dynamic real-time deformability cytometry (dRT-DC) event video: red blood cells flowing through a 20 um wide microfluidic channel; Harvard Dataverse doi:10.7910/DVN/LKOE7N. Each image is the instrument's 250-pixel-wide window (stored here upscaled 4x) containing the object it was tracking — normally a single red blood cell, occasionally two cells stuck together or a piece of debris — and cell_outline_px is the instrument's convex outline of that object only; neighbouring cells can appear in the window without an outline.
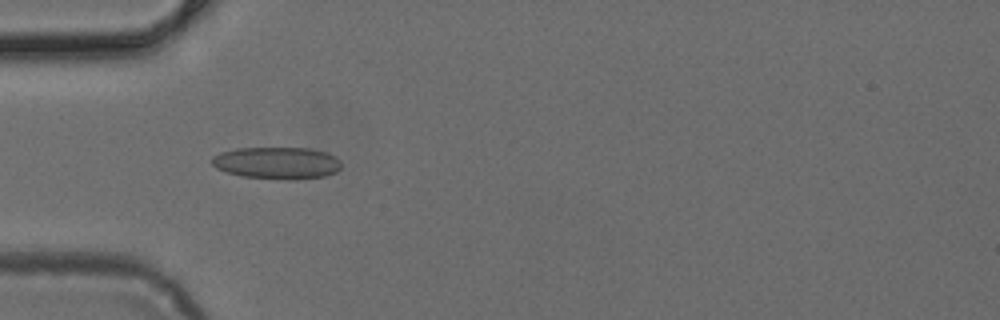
{"species": "common noctule bat (a hibernating species)", "species_latin": "Nyctalus noctula", "temperature_condition": "cold", "stored_images_in_passage": 6, "camera_frame_rate_fps": 3000, "um_per_image_px": 0.085, "animal": {"sex": "female", "body_mass_g": 24.6, "forearm_length_mm": 56.2}, "frame": {"image": 1, "passage_image": 3, "time_ms": 0.667, "image_size_px": [1000, 320], "cell_outline_px": [[340, 168], [336, 172], [324, 176], [292, 180], [288, 180], [244, 176], [228, 172], [216, 168], [212, 164], [212, 156], [220, 152], [236, 148], [308, 148], [324, 152], [336, 156], [340, 160]], "centroid_in_image_um": [23.55, 13.85], "position_along_channel_um": 61.5, "area_um2": 24.1}}
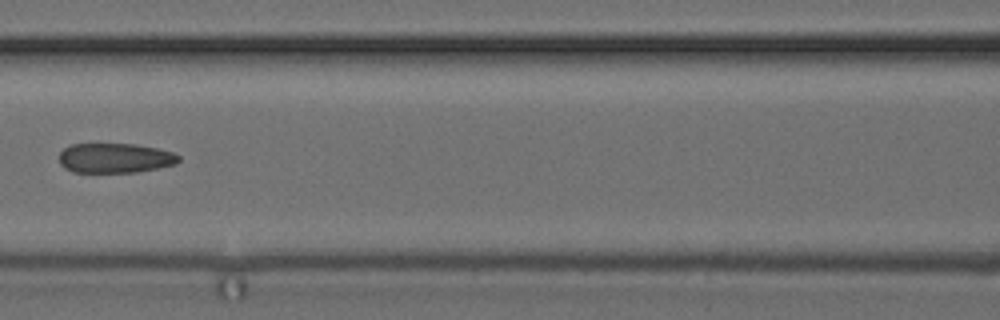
{"frame": {"image": 2, "passage_image": 5, "time_ms": 1.333, "image_size_px": [1000, 320], "cell_outline_px": [[180, 160], [176, 164], [136, 172], [72, 172], [64, 168], [60, 164], [60, 152], [64, 148], [72, 144], [136, 144], [156, 148], [172, 152], [180, 156]], "centroid_in_image_um": [9.77, 13.43], "position_along_channel_um": 156.8, "area_um2": 20.69}}
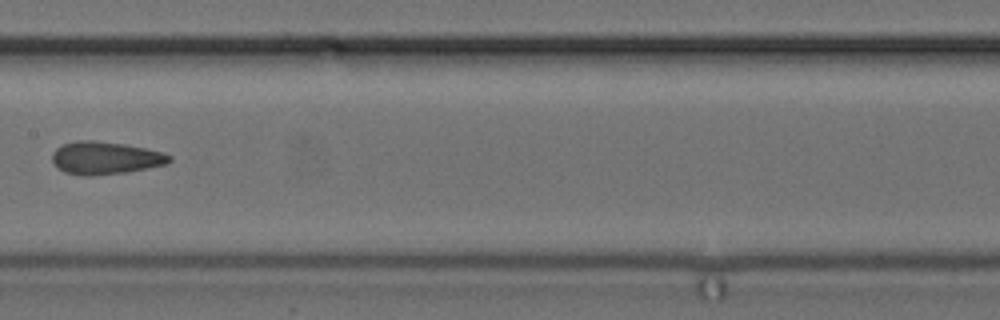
{"frame": {"image": 3, "passage_image": 6, "time_ms": 1.667, "image_size_px": [1000, 320], "cell_outline_px": [[172, 160], [168, 164], [148, 168], [124, 172], [92, 176], [80, 176], [64, 172], [52, 160], [52, 152], [56, 148], [64, 144], [76, 140], [92, 140], [124, 144], [164, 152], [172, 156]], "centroid_in_image_um": [8.97, 13.43], "position_along_channel_um": 198.4, "area_um2": 22.37}}